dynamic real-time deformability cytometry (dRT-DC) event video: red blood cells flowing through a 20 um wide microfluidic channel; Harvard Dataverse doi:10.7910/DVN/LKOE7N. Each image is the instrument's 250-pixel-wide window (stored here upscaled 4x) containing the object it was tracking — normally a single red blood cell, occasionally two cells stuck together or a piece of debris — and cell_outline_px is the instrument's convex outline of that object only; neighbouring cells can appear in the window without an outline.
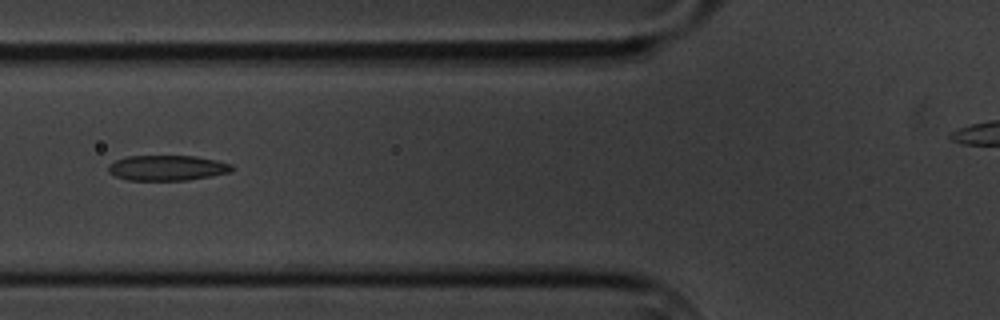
{"species": "common noctule bat (a hibernating species)", "species_latin": "Nyctalus noctula", "temperature_condition": "cold", "stored_images_in_passage": 8, "camera_frame_rate_fps": 3000, "um_per_image_px": 0.085, "animal": {"sex": "male", "body_mass_g": 20.1, "forearm_length_mm": 53.5}, "frame": {"image": 1, "passage_image": 6, "time_ms": 6.0, "image_size_px": [1000, 320], "cell_outline_px": [[236, 168], [232, 172], [212, 176], [188, 180], [128, 180], [116, 176], [108, 172], [108, 164], [124, 156], [196, 156], [216, 160], [232, 164]], "centroid_in_image_um": [14.24, 14.27], "position_along_channel_um": 111.6, "area_um2": 18.44}}
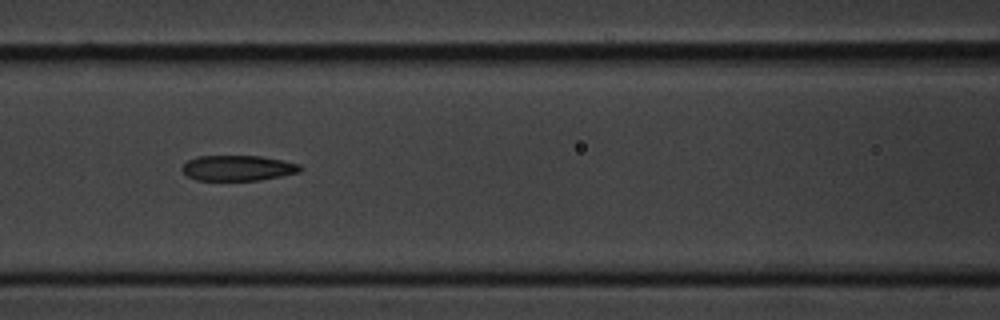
{"frame": {"image": 2, "passage_image": 7, "time_ms": 7.0, "image_size_px": [1000, 320], "cell_outline_px": [[304, 168], [300, 172], [260, 180], [196, 180], [188, 176], [180, 168], [188, 160], [196, 156], [260, 156], [300, 164]], "centroid_in_image_um": [20.22, 14.28], "position_along_channel_um": 146.4, "area_um2": 17.46}}
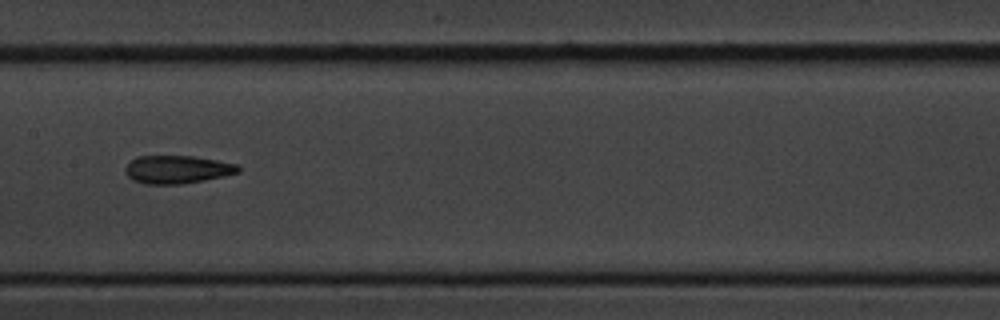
{"frame": {"image": 3, "passage_image": 8, "time_ms": 8.333, "image_size_px": [1000, 320], "cell_outline_px": [[240, 172], [224, 176], [204, 180], [180, 184], [144, 184], [132, 180], [128, 176], [124, 168], [136, 156], [192, 156], [216, 160], [236, 164], [240, 168]], "centroid_in_image_um": [15.05, 14.41], "position_along_channel_um": 192.4, "area_um2": 18.38}}